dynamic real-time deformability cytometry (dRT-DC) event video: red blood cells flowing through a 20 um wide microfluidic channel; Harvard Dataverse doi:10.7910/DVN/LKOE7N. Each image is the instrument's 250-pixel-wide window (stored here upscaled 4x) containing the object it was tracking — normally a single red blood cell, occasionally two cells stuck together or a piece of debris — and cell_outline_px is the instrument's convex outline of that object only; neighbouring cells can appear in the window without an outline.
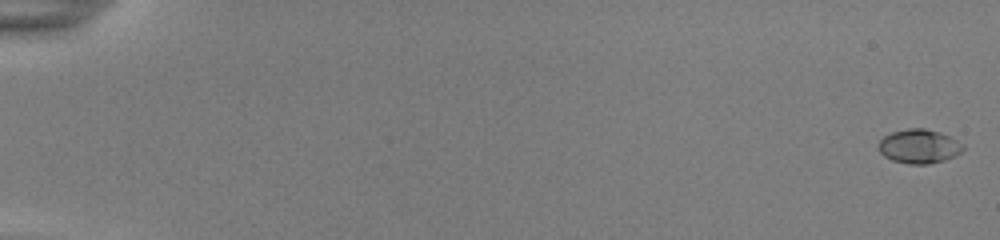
{"species": "common noctule bat (a hibernating species)", "species_latin": "Nyctalus noctula", "temperature_condition": "room temperature", "stored_images_in_passage": 55, "camera_frame_rate_fps": 3000, "um_per_image_px": 0.085, "animal": {"sex": "female", "body_mass_g": 22.0, "forearm_length_mm": 56.7}, "frame": {"image": 1, "passage_image": 1, "time_ms": 0.0, "image_size_px": [1000, 240], "cell_outline_px": [[964, 148], [960, 152], [944, 160], [928, 164], [908, 164], [892, 160], [884, 156], [876, 148], [880, 140], [884, 136], [892, 132], [908, 128], [924, 128], [940, 132], [964, 144]], "centroid_in_image_um": [78.08, 12.43], "position_along_channel_um": 6.9, "area_um2": 16.76}}
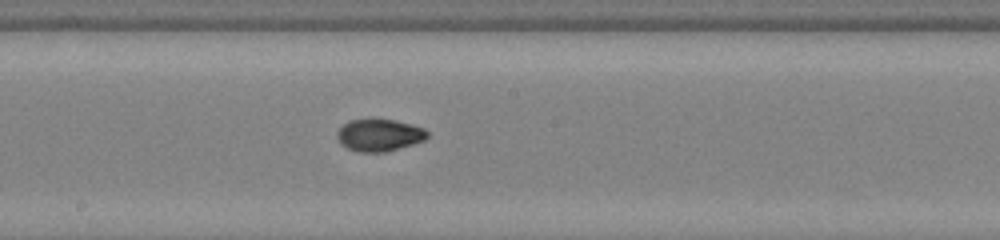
{"frame": {"image": 2, "passage_image": 32, "time_ms": 10.333, "image_size_px": [1000, 240], "cell_outline_px": [[428, 136], [424, 140], [412, 144], [384, 152], [360, 152], [348, 148], [340, 144], [336, 136], [336, 132], [348, 120], [368, 116], [372, 116], [396, 120], [412, 124], [424, 128], [428, 132]], "centroid_in_image_um": [32.2, 11.42], "position_along_channel_um": 216.0, "area_um2": 17.51}}
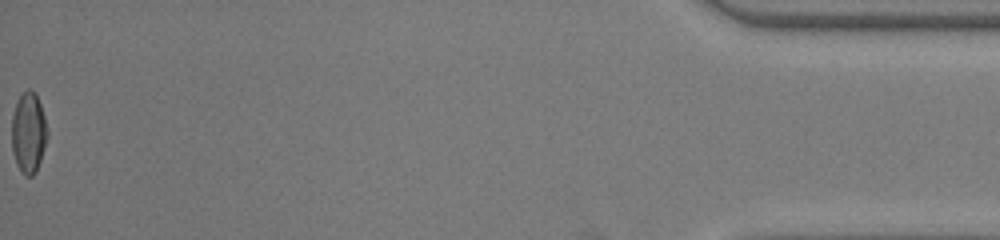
{"frame": {"image": 3, "passage_image": 55, "time_ms": 18.0, "image_size_px": [1000, 240], "cell_outline_px": [[48, 136], [36, 172], [32, 176], [24, 176], [20, 172], [16, 164], [12, 152], [12, 116], [16, 100], [28, 88], [32, 88], [40, 104], [44, 116], [48, 132]], "centroid_in_image_um": [2.41, 11.3], "position_along_channel_um": 432.8, "area_um2": 16.88}, "authors_computed_cell_mechanics": {"area_um2": 16.6464, "velocity_mm_per_s": 3.8982, "shape_relaxation_time_tau1_ms": 5.0394, "shape_relaxation_time_tau2_ms": 2.0831, "deformation_change_tau1": 0.1899, "deformation_change_tau2": 0.0465}}